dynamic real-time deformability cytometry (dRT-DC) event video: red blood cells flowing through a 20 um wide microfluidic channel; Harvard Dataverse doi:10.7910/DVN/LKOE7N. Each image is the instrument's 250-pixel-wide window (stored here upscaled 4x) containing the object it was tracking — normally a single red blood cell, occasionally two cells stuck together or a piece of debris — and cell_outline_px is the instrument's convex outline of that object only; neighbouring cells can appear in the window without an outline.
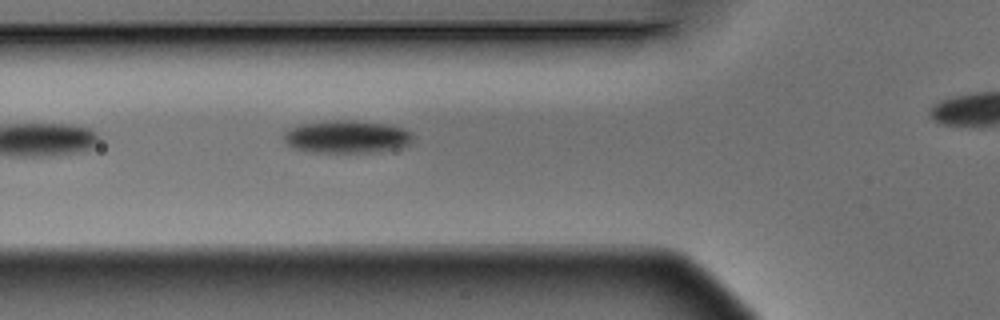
{"species": "Egyptian fruit bat (a non-hibernating species)", "species_latin": "Rousettus aegyptiacus", "temperature_condition": "warm", "stored_images_in_passage": 7, "camera_frame_rate_fps": 3000, "um_per_image_px": 0.085, "animal": {"sex": "male"}, "frame": {"image": 1, "passage_image": 5, "time_ms": 1.333, "image_size_px": [1000, 320], "cell_outline_px": [[412, 144], [404, 148], [380, 152], [312, 152], [292, 148], [284, 140], [284, 132], [300, 124], [324, 120], [352, 120], [392, 124], [404, 128], [412, 132]], "centroid_in_image_um": [29.56, 11.62], "position_along_channel_um": 96.2, "area_um2": 25.2}}
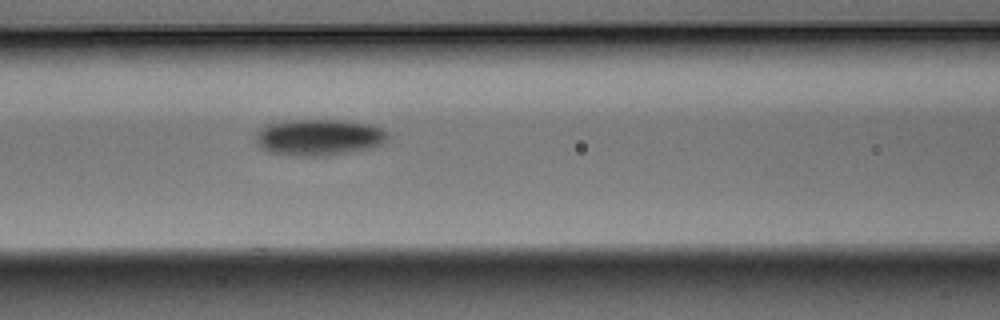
{"frame": {"image": 2, "passage_image": 7, "time_ms": 2.0, "image_size_px": [1000, 320], "cell_outline_px": [[388, 140], [380, 144], [368, 148], [328, 156], [296, 156], [268, 152], [256, 144], [256, 136], [260, 128], [264, 124], [292, 120], [336, 120], [368, 124], [380, 128], [388, 132]], "centroid_in_image_um": [27.06, 11.68], "position_along_channel_um": 139.5, "area_um2": 27.92}}